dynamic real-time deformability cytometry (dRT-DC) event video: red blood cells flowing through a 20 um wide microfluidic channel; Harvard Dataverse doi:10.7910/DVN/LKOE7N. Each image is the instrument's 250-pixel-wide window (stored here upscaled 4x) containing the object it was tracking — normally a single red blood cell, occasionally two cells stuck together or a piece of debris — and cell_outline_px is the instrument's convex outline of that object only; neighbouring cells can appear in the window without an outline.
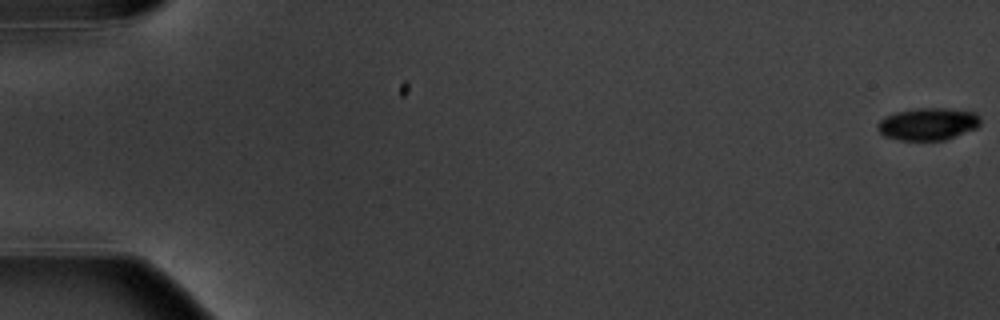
{"species": "common noctule bat (a hibernating species)", "species_latin": "Nyctalus noctula", "temperature_condition": "warm", "stored_images_in_passage": 6, "camera_frame_rate_fps": 3000, "um_per_image_px": 0.085, "animal": {"sex": "male", "body_mass_g": 20.1, "forearm_length_mm": 53.5}, "frame": {"image": 1, "passage_image": 1, "time_ms": 0.0, "image_size_px": [1000, 320], "cell_outline_px": [[980, 124], [976, 128], [944, 140], [900, 140], [884, 136], [876, 128], [876, 124], [884, 116], [896, 112], [916, 108], [944, 108], [976, 112], [980, 116]], "centroid_in_image_um": [78.86, 10.53], "position_along_channel_um": 6.1, "area_um2": 19.42}}